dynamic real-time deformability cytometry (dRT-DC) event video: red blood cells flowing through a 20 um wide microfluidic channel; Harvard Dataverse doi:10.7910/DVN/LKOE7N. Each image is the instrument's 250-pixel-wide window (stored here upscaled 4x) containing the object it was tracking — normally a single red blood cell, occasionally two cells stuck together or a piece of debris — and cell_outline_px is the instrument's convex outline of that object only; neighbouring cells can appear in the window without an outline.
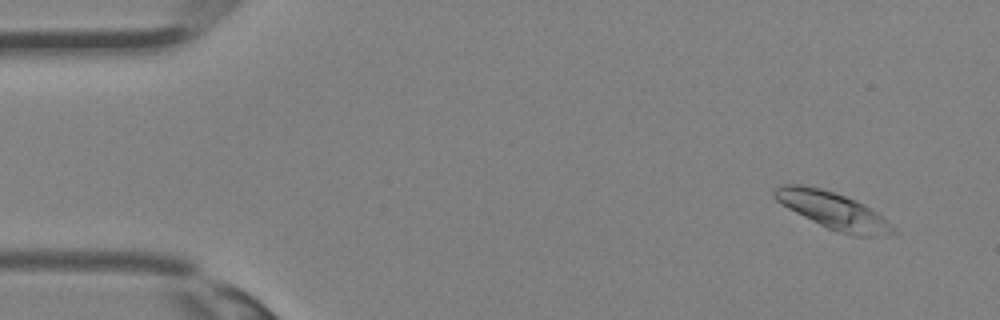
{"species": "Egyptian fruit bat (a non-hibernating species)", "species_latin": "Rousettus aegyptiacus", "temperature_condition": "room temperature", "stored_images_in_passage": 34, "camera_frame_rate_fps": 3000, "um_per_image_px": 0.085, "animal": {"sex": "female"}, "frame": {"image": 1, "passage_image": 2, "time_ms": 0.333, "image_size_px": [1000, 320], "cell_outline_px": [[900, 232], [880, 236], [856, 236], [840, 232], [828, 228], [788, 208], [776, 200], [772, 196], [772, 192], [780, 184], [804, 184], [820, 188], [856, 200], [864, 204], [876, 212], [892, 224]], "centroid_in_image_um": [70.83, 17.89], "position_along_channel_um": 14.2, "area_um2": 25.32}}
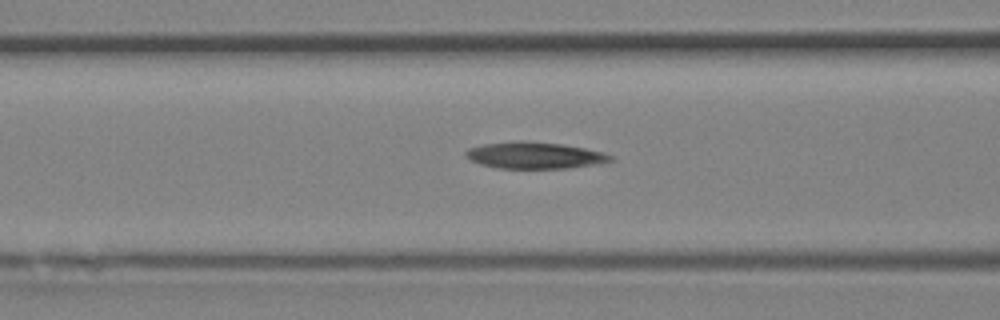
{"frame": {"image": 2, "passage_image": 13, "time_ms": 4.0, "image_size_px": [1000, 320], "cell_outline_px": [[616, 160], [600, 164], [568, 168], [500, 168], [480, 164], [464, 156], [464, 152], [468, 148], [484, 144], [520, 140], [524, 140], [560, 144], [584, 148], [604, 152], [616, 156]], "centroid_in_image_um": [45.51, 13.2], "position_along_channel_um": 121.1, "area_um2": 22.66}}
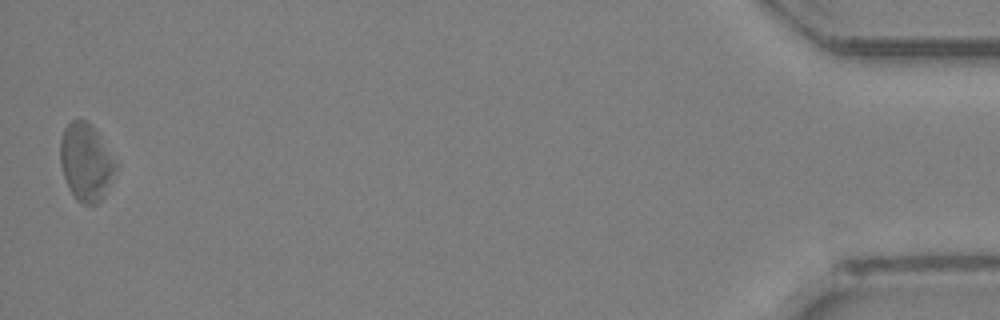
{"frame": {"image": 3, "passage_image": 34, "time_ms": 11.0, "image_size_px": [1000, 320], "cell_outline_px": [[120, 164], [104, 196], [96, 204], [80, 204], [72, 196], [68, 188], [60, 164], [60, 140], [64, 128], [72, 120], [84, 120], [96, 128]], "centroid_in_image_um": [7.34, 13.79], "position_along_channel_um": 427.9, "area_um2": 25.72}}